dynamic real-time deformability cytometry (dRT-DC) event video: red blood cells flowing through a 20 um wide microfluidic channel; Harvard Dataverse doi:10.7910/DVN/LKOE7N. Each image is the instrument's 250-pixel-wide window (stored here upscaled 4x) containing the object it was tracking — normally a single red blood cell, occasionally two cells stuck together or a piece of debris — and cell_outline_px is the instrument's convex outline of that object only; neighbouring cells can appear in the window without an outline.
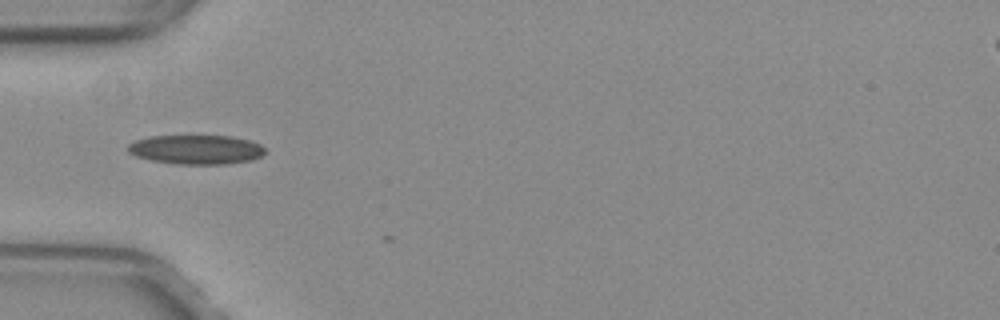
{"species": "common noctule bat (a hibernating species)", "species_latin": "Nyctalus noctula", "temperature_condition": "warm", "stored_images_in_passage": 2, "camera_frame_rate_fps": 3000, "um_per_image_px": 0.085, "animal": {"sex": "female", "body_mass_g": 29.2, "forearm_length_mm": 56.3}, "frame": {"image": 1, "passage_image": 1, "time_ms": 0.0, "image_size_px": [1000, 320], "cell_outline_px": [[264, 152], [260, 156], [252, 160], [224, 164], [176, 164], [152, 160], [136, 156], [128, 152], [128, 144], [136, 140], [152, 136], [232, 136], [252, 140], [260, 144], [264, 148]], "centroid_in_image_um": [16.69, 12.71], "position_along_channel_um": 68.3, "area_um2": 23.35}}